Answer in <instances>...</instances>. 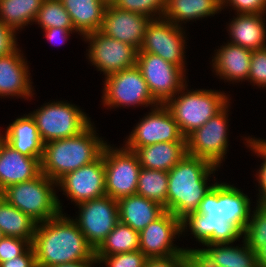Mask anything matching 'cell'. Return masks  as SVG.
<instances>
[{
    "label": "cell",
    "mask_w": 266,
    "mask_h": 267,
    "mask_svg": "<svg viewBox=\"0 0 266 267\" xmlns=\"http://www.w3.org/2000/svg\"><path fill=\"white\" fill-rule=\"evenodd\" d=\"M250 204V198L243 191L228 183L217 182L204 196L198 210L181 220L182 233L189 227L202 245L233 244L242 237L249 222Z\"/></svg>",
    "instance_id": "cell-1"
},
{
    "label": "cell",
    "mask_w": 266,
    "mask_h": 267,
    "mask_svg": "<svg viewBox=\"0 0 266 267\" xmlns=\"http://www.w3.org/2000/svg\"><path fill=\"white\" fill-rule=\"evenodd\" d=\"M39 224V225H38ZM32 246L37 267L80 260H97L76 222L60 212L54 218L37 223Z\"/></svg>",
    "instance_id": "cell-2"
},
{
    "label": "cell",
    "mask_w": 266,
    "mask_h": 267,
    "mask_svg": "<svg viewBox=\"0 0 266 267\" xmlns=\"http://www.w3.org/2000/svg\"><path fill=\"white\" fill-rule=\"evenodd\" d=\"M217 166L209 161L186 154L169 172L167 211L182 220L196 212L204 196L217 183L208 186L207 180Z\"/></svg>",
    "instance_id": "cell-3"
},
{
    "label": "cell",
    "mask_w": 266,
    "mask_h": 267,
    "mask_svg": "<svg viewBox=\"0 0 266 267\" xmlns=\"http://www.w3.org/2000/svg\"><path fill=\"white\" fill-rule=\"evenodd\" d=\"M106 144L91 123L77 136L44 144L41 172L57 182L66 173L95 161Z\"/></svg>",
    "instance_id": "cell-4"
},
{
    "label": "cell",
    "mask_w": 266,
    "mask_h": 267,
    "mask_svg": "<svg viewBox=\"0 0 266 267\" xmlns=\"http://www.w3.org/2000/svg\"><path fill=\"white\" fill-rule=\"evenodd\" d=\"M186 86L188 85L186 84L177 93L178 95L173 96L165 104L185 138L203 126L210 118L216 116L227 105L230 106V99L223 92L211 89L189 91Z\"/></svg>",
    "instance_id": "cell-5"
},
{
    "label": "cell",
    "mask_w": 266,
    "mask_h": 267,
    "mask_svg": "<svg viewBox=\"0 0 266 267\" xmlns=\"http://www.w3.org/2000/svg\"><path fill=\"white\" fill-rule=\"evenodd\" d=\"M54 186L57 187V182L41 173L27 182L8 186L1 192V196L9 204L40 223L50 220L62 212V206Z\"/></svg>",
    "instance_id": "cell-6"
},
{
    "label": "cell",
    "mask_w": 266,
    "mask_h": 267,
    "mask_svg": "<svg viewBox=\"0 0 266 267\" xmlns=\"http://www.w3.org/2000/svg\"><path fill=\"white\" fill-rule=\"evenodd\" d=\"M30 114L44 144L77 136L91 124L85 112L65 101L48 102Z\"/></svg>",
    "instance_id": "cell-7"
},
{
    "label": "cell",
    "mask_w": 266,
    "mask_h": 267,
    "mask_svg": "<svg viewBox=\"0 0 266 267\" xmlns=\"http://www.w3.org/2000/svg\"><path fill=\"white\" fill-rule=\"evenodd\" d=\"M136 66L158 104L165 105L186 85V71L158 55L137 52Z\"/></svg>",
    "instance_id": "cell-8"
},
{
    "label": "cell",
    "mask_w": 266,
    "mask_h": 267,
    "mask_svg": "<svg viewBox=\"0 0 266 267\" xmlns=\"http://www.w3.org/2000/svg\"><path fill=\"white\" fill-rule=\"evenodd\" d=\"M104 164L106 195L118 201L136 194L142 167L133 151L124 146L116 149L106 144Z\"/></svg>",
    "instance_id": "cell-9"
},
{
    "label": "cell",
    "mask_w": 266,
    "mask_h": 267,
    "mask_svg": "<svg viewBox=\"0 0 266 267\" xmlns=\"http://www.w3.org/2000/svg\"><path fill=\"white\" fill-rule=\"evenodd\" d=\"M102 99L104 106L110 108L132 105H151L153 108L159 105L137 66L106 76Z\"/></svg>",
    "instance_id": "cell-10"
},
{
    "label": "cell",
    "mask_w": 266,
    "mask_h": 267,
    "mask_svg": "<svg viewBox=\"0 0 266 267\" xmlns=\"http://www.w3.org/2000/svg\"><path fill=\"white\" fill-rule=\"evenodd\" d=\"M228 105L186 137L187 154L220 167L228 149Z\"/></svg>",
    "instance_id": "cell-11"
},
{
    "label": "cell",
    "mask_w": 266,
    "mask_h": 267,
    "mask_svg": "<svg viewBox=\"0 0 266 267\" xmlns=\"http://www.w3.org/2000/svg\"><path fill=\"white\" fill-rule=\"evenodd\" d=\"M77 206L80 213L73 220L95 250L119 222L118 202L105 195Z\"/></svg>",
    "instance_id": "cell-12"
},
{
    "label": "cell",
    "mask_w": 266,
    "mask_h": 267,
    "mask_svg": "<svg viewBox=\"0 0 266 267\" xmlns=\"http://www.w3.org/2000/svg\"><path fill=\"white\" fill-rule=\"evenodd\" d=\"M89 41L88 59L106 76L136 66L138 50L132 45L94 31L84 36Z\"/></svg>",
    "instance_id": "cell-13"
},
{
    "label": "cell",
    "mask_w": 266,
    "mask_h": 267,
    "mask_svg": "<svg viewBox=\"0 0 266 267\" xmlns=\"http://www.w3.org/2000/svg\"><path fill=\"white\" fill-rule=\"evenodd\" d=\"M159 142H186L172 113L161 104L152 108L134 127L124 147L134 152L139 147Z\"/></svg>",
    "instance_id": "cell-14"
},
{
    "label": "cell",
    "mask_w": 266,
    "mask_h": 267,
    "mask_svg": "<svg viewBox=\"0 0 266 267\" xmlns=\"http://www.w3.org/2000/svg\"><path fill=\"white\" fill-rule=\"evenodd\" d=\"M183 31L182 27L164 18L151 19L147 24L143 43L138 52L158 55L185 71L186 37Z\"/></svg>",
    "instance_id": "cell-15"
},
{
    "label": "cell",
    "mask_w": 266,
    "mask_h": 267,
    "mask_svg": "<svg viewBox=\"0 0 266 267\" xmlns=\"http://www.w3.org/2000/svg\"><path fill=\"white\" fill-rule=\"evenodd\" d=\"M57 186L76 205L105 196L104 148L95 161L66 173L57 181Z\"/></svg>",
    "instance_id": "cell-16"
},
{
    "label": "cell",
    "mask_w": 266,
    "mask_h": 267,
    "mask_svg": "<svg viewBox=\"0 0 266 267\" xmlns=\"http://www.w3.org/2000/svg\"><path fill=\"white\" fill-rule=\"evenodd\" d=\"M181 220L165 211L155 221L139 232V250L147 258L169 257L184 252L173 244L176 236L182 235Z\"/></svg>",
    "instance_id": "cell-17"
},
{
    "label": "cell",
    "mask_w": 266,
    "mask_h": 267,
    "mask_svg": "<svg viewBox=\"0 0 266 267\" xmlns=\"http://www.w3.org/2000/svg\"><path fill=\"white\" fill-rule=\"evenodd\" d=\"M151 18L140 13L107 5L101 32L106 36L128 43L138 51L143 43L147 24Z\"/></svg>",
    "instance_id": "cell-18"
},
{
    "label": "cell",
    "mask_w": 266,
    "mask_h": 267,
    "mask_svg": "<svg viewBox=\"0 0 266 267\" xmlns=\"http://www.w3.org/2000/svg\"><path fill=\"white\" fill-rule=\"evenodd\" d=\"M41 160L28 157L3 138L0 146V193L10 185L27 182L41 174Z\"/></svg>",
    "instance_id": "cell-19"
},
{
    "label": "cell",
    "mask_w": 266,
    "mask_h": 267,
    "mask_svg": "<svg viewBox=\"0 0 266 267\" xmlns=\"http://www.w3.org/2000/svg\"><path fill=\"white\" fill-rule=\"evenodd\" d=\"M23 56L17 48L11 54L0 57V97L28 99L33 96L29 67Z\"/></svg>",
    "instance_id": "cell-20"
},
{
    "label": "cell",
    "mask_w": 266,
    "mask_h": 267,
    "mask_svg": "<svg viewBox=\"0 0 266 267\" xmlns=\"http://www.w3.org/2000/svg\"><path fill=\"white\" fill-rule=\"evenodd\" d=\"M227 43L215 52L212 68L223 80L232 81V83L248 80L252 51Z\"/></svg>",
    "instance_id": "cell-21"
},
{
    "label": "cell",
    "mask_w": 266,
    "mask_h": 267,
    "mask_svg": "<svg viewBox=\"0 0 266 267\" xmlns=\"http://www.w3.org/2000/svg\"><path fill=\"white\" fill-rule=\"evenodd\" d=\"M4 135V140L21 154L42 160L44 142L30 113L15 119Z\"/></svg>",
    "instance_id": "cell-22"
},
{
    "label": "cell",
    "mask_w": 266,
    "mask_h": 267,
    "mask_svg": "<svg viewBox=\"0 0 266 267\" xmlns=\"http://www.w3.org/2000/svg\"><path fill=\"white\" fill-rule=\"evenodd\" d=\"M266 14H237L229 23L231 44L255 51L266 47ZM263 17V18H262Z\"/></svg>",
    "instance_id": "cell-23"
},
{
    "label": "cell",
    "mask_w": 266,
    "mask_h": 267,
    "mask_svg": "<svg viewBox=\"0 0 266 267\" xmlns=\"http://www.w3.org/2000/svg\"><path fill=\"white\" fill-rule=\"evenodd\" d=\"M119 222L140 232L160 217L165 209L159 203L140 195H130L118 201Z\"/></svg>",
    "instance_id": "cell-24"
},
{
    "label": "cell",
    "mask_w": 266,
    "mask_h": 267,
    "mask_svg": "<svg viewBox=\"0 0 266 267\" xmlns=\"http://www.w3.org/2000/svg\"><path fill=\"white\" fill-rule=\"evenodd\" d=\"M142 168L169 172L186 154V142H159L137 148Z\"/></svg>",
    "instance_id": "cell-25"
},
{
    "label": "cell",
    "mask_w": 266,
    "mask_h": 267,
    "mask_svg": "<svg viewBox=\"0 0 266 267\" xmlns=\"http://www.w3.org/2000/svg\"><path fill=\"white\" fill-rule=\"evenodd\" d=\"M70 15L75 32L82 37L99 31L107 4L103 0H60Z\"/></svg>",
    "instance_id": "cell-26"
},
{
    "label": "cell",
    "mask_w": 266,
    "mask_h": 267,
    "mask_svg": "<svg viewBox=\"0 0 266 267\" xmlns=\"http://www.w3.org/2000/svg\"><path fill=\"white\" fill-rule=\"evenodd\" d=\"M221 10L219 0H167L163 18L181 27L182 22L214 16Z\"/></svg>",
    "instance_id": "cell-27"
},
{
    "label": "cell",
    "mask_w": 266,
    "mask_h": 267,
    "mask_svg": "<svg viewBox=\"0 0 266 267\" xmlns=\"http://www.w3.org/2000/svg\"><path fill=\"white\" fill-rule=\"evenodd\" d=\"M37 222L0 196V229L4 236L18 237L32 244Z\"/></svg>",
    "instance_id": "cell-28"
},
{
    "label": "cell",
    "mask_w": 266,
    "mask_h": 267,
    "mask_svg": "<svg viewBox=\"0 0 266 267\" xmlns=\"http://www.w3.org/2000/svg\"><path fill=\"white\" fill-rule=\"evenodd\" d=\"M139 232L121 222L105 237L95 249V257L99 262L104 256L121 254L139 250Z\"/></svg>",
    "instance_id": "cell-29"
},
{
    "label": "cell",
    "mask_w": 266,
    "mask_h": 267,
    "mask_svg": "<svg viewBox=\"0 0 266 267\" xmlns=\"http://www.w3.org/2000/svg\"><path fill=\"white\" fill-rule=\"evenodd\" d=\"M43 0H0V20L14 29L35 21Z\"/></svg>",
    "instance_id": "cell-30"
},
{
    "label": "cell",
    "mask_w": 266,
    "mask_h": 267,
    "mask_svg": "<svg viewBox=\"0 0 266 267\" xmlns=\"http://www.w3.org/2000/svg\"><path fill=\"white\" fill-rule=\"evenodd\" d=\"M243 246H231V243L203 244L212 255L218 267H259L256 252H253L243 240ZM230 245V246H229Z\"/></svg>",
    "instance_id": "cell-31"
},
{
    "label": "cell",
    "mask_w": 266,
    "mask_h": 267,
    "mask_svg": "<svg viewBox=\"0 0 266 267\" xmlns=\"http://www.w3.org/2000/svg\"><path fill=\"white\" fill-rule=\"evenodd\" d=\"M168 172L141 168L136 194L155 201L167 211Z\"/></svg>",
    "instance_id": "cell-32"
},
{
    "label": "cell",
    "mask_w": 266,
    "mask_h": 267,
    "mask_svg": "<svg viewBox=\"0 0 266 267\" xmlns=\"http://www.w3.org/2000/svg\"><path fill=\"white\" fill-rule=\"evenodd\" d=\"M34 22L43 30L52 27L75 30L70 15L60 0H43Z\"/></svg>",
    "instance_id": "cell-33"
},
{
    "label": "cell",
    "mask_w": 266,
    "mask_h": 267,
    "mask_svg": "<svg viewBox=\"0 0 266 267\" xmlns=\"http://www.w3.org/2000/svg\"><path fill=\"white\" fill-rule=\"evenodd\" d=\"M242 235L247 246L257 252L266 244V204H258Z\"/></svg>",
    "instance_id": "cell-34"
},
{
    "label": "cell",
    "mask_w": 266,
    "mask_h": 267,
    "mask_svg": "<svg viewBox=\"0 0 266 267\" xmlns=\"http://www.w3.org/2000/svg\"><path fill=\"white\" fill-rule=\"evenodd\" d=\"M114 5L117 8L140 13L151 19H159L163 18L167 0H117ZM155 15L156 17H154Z\"/></svg>",
    "instance_id": "cell-35"
},
{
    "label": "cell",
    "mask_w": 266,
    "mask_h": 267,
    "mask_svg": "<svg viewBox=\"0 0 266 267\" xmlns=\"http://www.w3.org/2000/svg\"><path fill=\"white\" fill-rule=\"evenodd\" d=\"M246 143L250 149L256 153L261 159H264L258 171L256 178L259 183L258 204H266V142L262 139L246 138Z\"/></svg>",
    "instance_id": "cell-36"
},
{
    "label": "cell",
    "mask_w": 266,
    "mask_h": 267,
    "mask_svg": "<svg viewBox=\"0 0 266 267\" xmlns=\"http://www.w3.org/2000/svg\"><path fill=\"white\" fill-rule=\"evenodd\" d=\"M147 257L140 251L104 256L98 265L104 263L107 267H144Z\"/></svg>",
    "instance_id": "cell-37"
},
{
    "label": "cell",
    "mask_w": 266,
    "mask_h": 267,
    "mask_svg": "<svg viewBox=\"0 0 266 267\" xmlns=\"http://www.w3.org/2000/svg\"><path fill=\"white\" fill-rule=\"evenodd\" d=\"M248 81L266 88V47L252 51Z\"/></svg>",
    "instance_id": "cell-38"
},
{
    "label": "cell",
    "mask_w": 266,
    "mask_h": 267,
    "mask_svg": "<svg viewBox=\"0 0 266 267\" xmlns=\"http://www.w3.org/2000/svg\"><path fill=\"white\" fill-rule=\"evenodd\" d=\"M30 245L25 239L3 236L0 239V263L20 256Z\"/></svg>",
    "instance_id": "cell-39"
},
{
    "label": "cell",
    "mask_w": 266,
    "mask_h": 267,
    "mask_svg": "<svg viewBox=\"0 0 266 267\" xmlns=\"http://www.w3.org/2000/svg\"><path fill=\"white\" fill-rule=\"evenodd\" d=\"M225 6L233 7V10L237 12L236 14L266 13V0H224L222 9L223 7L225 9Z\"/></svg>",
    "instance_id": "cell-40"
},
{
    "label": "cell",
    "mask_w": 266,
    "mask_h": 267,
    "mask_svg": "<svg viewBox=\"0 0 266 267\" xmlns=\"http://www.w3.org/2000/svg\"><path fill=\"white\" fill-rule=\"evenodd\" d=\"M188 267H218L212 255L205 249H184Z\"/></svg>",
    "instance_id": "cell-41"
},
{
    "label": "cell",
    "mask_w": 266,
    "mask_h": 267,
    "mask_svg": "<svg viewBox=\"0 0 266 267\" xmlns=\"http://www.w3.org/2000/svg\"><path fill=\"white\" fill-rule=\"evenodd\" d=\"M16 31L0 20V57L11 54L17 49Z\"/></svg>",
    "instance_id": "cell-42"
},
{
    "label": "cell",
    "mask_w": 266,
    "mask_h": 267,
    "mask_svg": "<svg viewBox=\"0 0 266 267\" xmlns=\"http://www.w3.org/2000/svg\"><path fill=\"white\" fill-rule=\"evenodd\" d=\"M144 267H188L185 252L169 257L148 258Z\"/></svg>",
    "instance_id": "cell-43"
},
{
    "label": "cell",
    "mask_w": 266,
    "mask_h": 267,
    "mask_svg": "<svg viewBox=\"0 0 266 267\" xmlns=\"http://www.w3.org/2000/svg\"><path fill=\"white\" fill-rule=\"evenodd\" d=\"M0 267H37L32 244L20 256L0 263Z\"/></svg>",
    "instance_id": "cell-44"
},
{
    "label": "cell",
    "mask_w": 266,
    "mask_h": 267,
    "mask_svg": "<svg viewBox=\"0 0 266 267\" xmlns=\"http://www.w3.org/2000/svg\"><path fill=\"white\" fill-rule=\"evenodd\" d=\"M45 32V37L47 40L51 42H55L57 43V41L61 40V42L59 44H63L65 41H67L66 39L69 37L70 33L72 34V32L74 33L75 30H68L66 28H49V29H45L43 30Z\"/></svg>",
    "instance_id": "cell-45"
},
{
    "label": "cell",
    "mask_w": 266,
    "mask_h": 267,
    "mask_svg": "<svg viewBox=\"0 0 266 267\" xmlns=\"http://www.w3.org/2000/svg\"><path fill=\"white\" fill-rule=\"evenodd\" d=\"M94 264H98L97 260H80L76 262L55 264L49 267H95Z\"/></svg>",
    "instance_id": "cell-46"
},
{
    "label": "cell",
    "mask_w": 266,
    "mask_h": 267,
    "mask_svg": "<svg viewBox=\"0 0 266 267\" xmlns=\"http://www.w3.org/2000/svg\"><path fill=\"white\" fill-rule=\"evenodd\" d=\"M259 267H266V244L256 252Z\"/></svg>",
    "instance_id": "cell-47"
},
{
    "label": "cell",
    "mask_w": 266,
    "mask_h": 267,
    "mask_svg": "<svg viewBox=\"0 0 266 267\" xmlns=\"http://www.w3.org/2000/svg\"><path fill=\"white\" fill-rule=\"evenodd\" d=\"M107 5H113L117 0H103Z\"/></svg>",
    "instance_id": "cell-48"
},
{
    "label": "cell",
    "mask_w": 266,
    "mask_h": 267,
    "mask_svg": "<svg viewBox=\"0 0 266 267\" xmlns=\"http://www.w3.org/2000/svg\"><path fill=\"white\" fill-rule=\"evenodd\" d=\"M1 144H2V135L0 133V146H1Z\"/></svg>",
    "instance_id": "cell-49"
},
{
    "label": "cell",
    "mask_w": 266,
    "mask_h": 267,
    "mask_svg": "<svg viewBox=\"0 0 266 267\" xmlns=\"http://www.w3.org/2000/svg\"><path fill=\"white\" fill-rule=\"evenodd\" d=\"M4 235H3V233H2V231H1V229H0V239L3 237Z\"/></svg>",
    "instance_id": "cell-50"
}]
</instances>
